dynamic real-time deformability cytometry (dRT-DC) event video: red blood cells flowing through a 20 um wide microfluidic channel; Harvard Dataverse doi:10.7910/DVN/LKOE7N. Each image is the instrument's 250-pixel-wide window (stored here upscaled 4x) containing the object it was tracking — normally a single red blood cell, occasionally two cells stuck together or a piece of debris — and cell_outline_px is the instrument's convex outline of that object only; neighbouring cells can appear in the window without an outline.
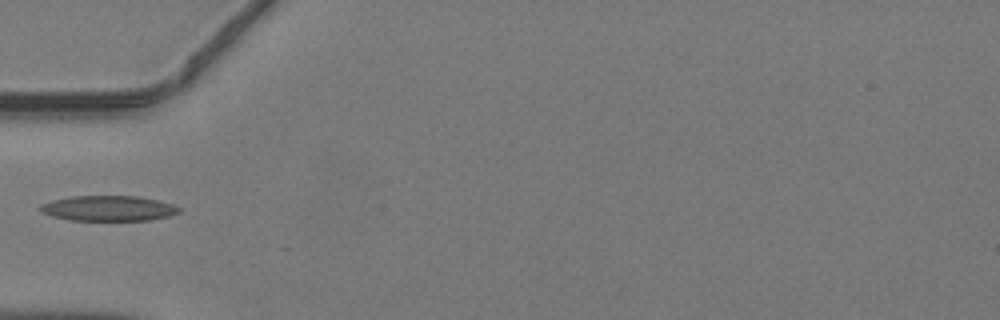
{"species": "common noctule bat (a hibernating species)", "species_latin": "Nyctalus noctula", "temperature_condition": "warm", "stored_images_in_passage": 9, "camera_frame_rate_fps": 3000, "um_per_image_px": 0.085, "animal": {"sex": "male", "body_mass_g": 19.2, "forearm_length_mm": 51.8}, "frame": {"image": 1, "passage_image": 1, "time_ms": 0.0, "image_size_px": [1000, 320], "cell_outline_px": [[180, 212], [168, 216], [148, 220], [68, 220], [52, 216], [40, 212], [36, 208], [40, 204], [52, 200], [72, 196], [136, 196], [156, 200], [172, 204], [180, 208]], "centroid_in_image_um": [9.14, 17.71], "position_along_channel_um": 75.9, "area_um2": 20.46}}
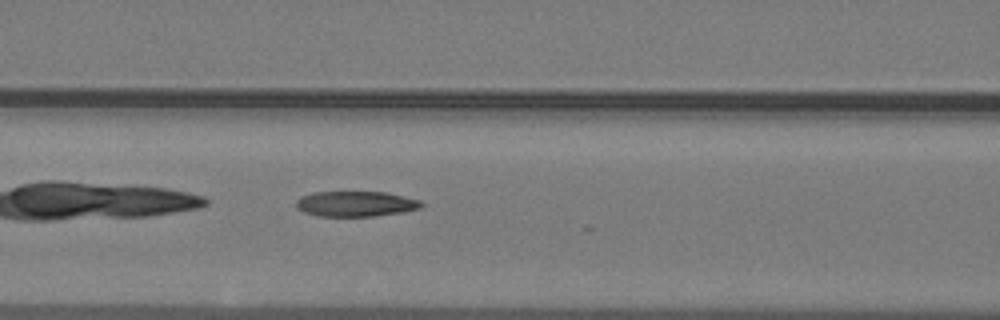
{"frame": {"image": 2, "passage_image": 5, "time_ms": 1.333, "image_size_px": [1000, 320], "cell_outline_px": [[424, 204], [420, 208], [400, 212], [376, 216], [316, 216], [304, 212], [296, 208], [296, 200], [300, 196], [312, 192], [384, 192], [420, 200]], "centroid_in_image_um": [30.18, 17.33], "position_along_channel_um": 136.4, "area_um2": 18.5}}
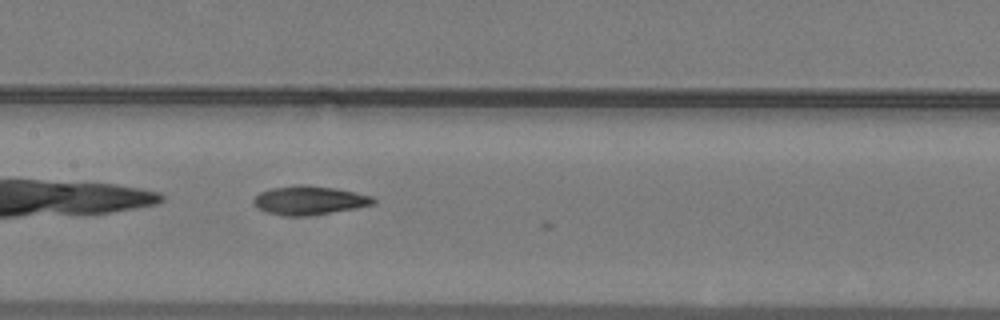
{"frame": {"image": 3, "passage_image": 8, "time_ms": 2.333, "image_size_px": [1000, 320], "cell_outline_px": [[376, 200], [372, 204], [356, 208], [308, 216], [284, 216], [264, 212], [256, 208], [252, 200], [260, 192], [272, 188], [336, 188], [356, 192], [372, 196]], "centroid_in_image_um": [26.28, 17.09], "position_along_channel_um": 181.1, "area_um2": 19.25}}